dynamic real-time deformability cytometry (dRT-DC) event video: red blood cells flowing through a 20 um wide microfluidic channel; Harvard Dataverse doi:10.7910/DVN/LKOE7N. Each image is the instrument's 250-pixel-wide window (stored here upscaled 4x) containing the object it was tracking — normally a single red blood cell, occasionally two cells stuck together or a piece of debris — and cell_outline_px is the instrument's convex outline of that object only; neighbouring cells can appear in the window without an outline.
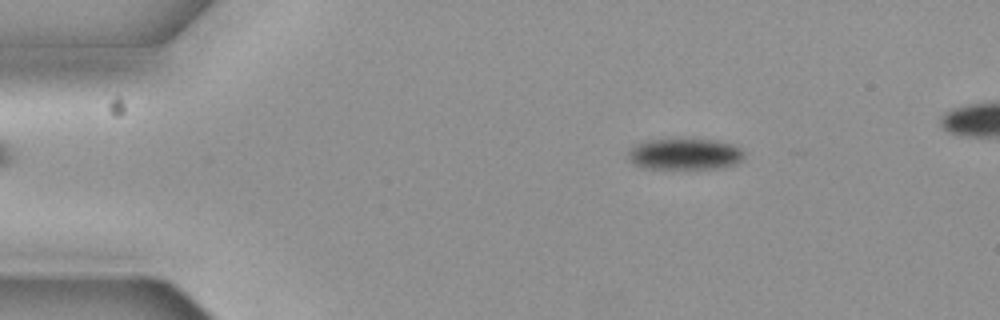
{"species": "common noctule bat (a hibernating species)", "species_latin": "Nyctalus noctula", "temperature_condition": "cold", "stored_images_in_passage": 5, "segment_of_instrument_passage": [1, 2], "camera_frame_rate_fps": 3000, "um_per_image_px": 0.085, "animal": {"sex": "female", "body_mass_g": 19.3, "forearm_length_mm": 54.1}, "frame": {"image": 1, "passage_image": 2, "time_ms": 0.333, "image_size_px": [1000, 320], "cell_outline_px": [[744, 160], [736, 164], [720, 168], [640, 168], [632, 164], [628, 160], [628, 152], [632, 148], [648, 140], [712, 140], [732, 144], [740, 148], [744, 152]], "centroid_in_image_um": [58.23, 13.12], "position_along_channel_um": 26.8, "area_um2": 20.92}}